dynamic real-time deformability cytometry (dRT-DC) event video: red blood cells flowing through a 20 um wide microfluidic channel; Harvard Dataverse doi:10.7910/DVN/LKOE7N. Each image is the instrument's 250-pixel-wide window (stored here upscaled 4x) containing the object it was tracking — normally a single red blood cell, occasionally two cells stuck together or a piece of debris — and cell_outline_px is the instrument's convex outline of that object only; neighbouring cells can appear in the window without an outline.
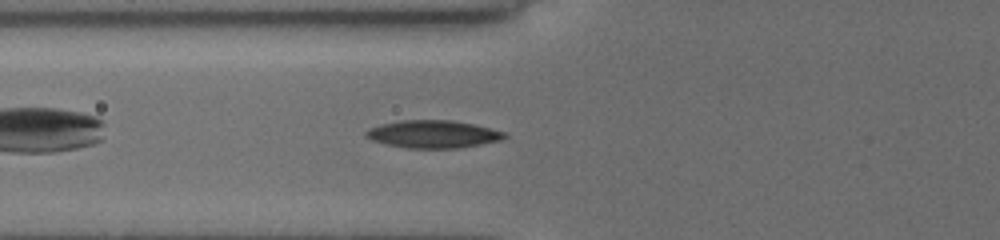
{"species": "common noctule bat (a hibernating species)", "species_latin": "Nyctalus noctula", "temperature_condition": "cold", "stored_images_in_passage": 36, "camera_frame_rate_fps": 3000, "um_per_image_px": 0.085, "animal": {"sex": "female", "body_mass_g": 19.5, "forearm_length_mm": 54.1}, "frame": {"image": 1, "passage_image": 7, "time_ms": 2.0, "image_size_px": [1000, 240], "cell_outline_px": [[508, 136], [500, 140], [460, 148], [408, 148], [388, 144], [372, 140], [364, 136], [364, 132], [368, 128], [380, 124], [400, 120], [452, 120], [472, 124], [504, 132]], "centroid_in_image_um": [36.76, 11.4], "position_along_channel_um": 89.0, "area_um2": 22.2}}
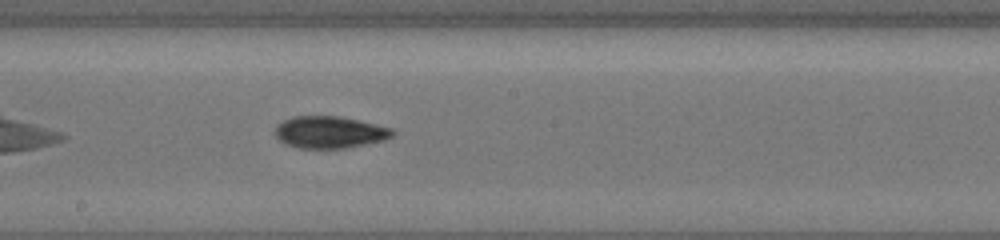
{"frame": {"image": 2, "passage_image": 17, "time_ms": 5.333, "image_size_px": [1000, 240], "cell_outline_px": [[396, 132], [392, 136], [384, 140], [348, 148], [300, 148], [284, 144], [276, 136], [276, 128], [284, 120], [292, 116], [340, 116], [392, 128]], "centroid_in_image_um": [28.04, 11.24], "position_along_channel_um": 220.2, "area_um2": 21.79}}
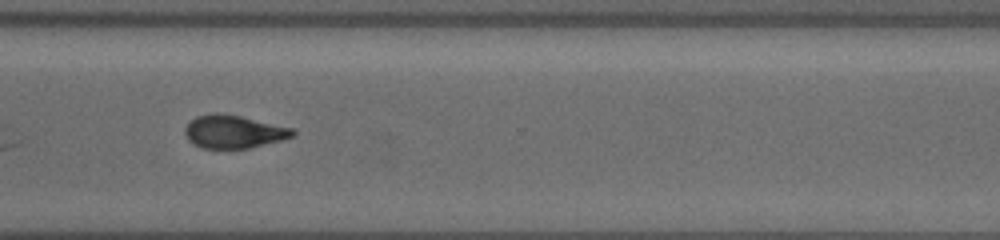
{"frame": {"image": 3, "passage_image": 27, "time_ms": 8.667, "image_size_px": [1000, 240], "cell_outline_px": [[296, 132], [292, 136], [280, 140], [248, 148], [204, 148], [188, 140], [184, 132], [184, 128], [196, 116], [212, 112], [220, 112], [240, 116], [292, 128]], "centroid_in_image_um": [19.82, 11.17], "position_along_channel_um": 350.8, "area_um2": 20.46}, "authors_computed_cell_mechanics": {"area_um2": 21.2704, "velocity_mm_per_s": 3.9281, "shape_relaxation_time_tau1_ms": 3.0726, "shape_relaxation_time_tau2_ms": 4.5454, "deformation_change_tau1": 0.1166, "deformation_change_tau2": 0.1169}}